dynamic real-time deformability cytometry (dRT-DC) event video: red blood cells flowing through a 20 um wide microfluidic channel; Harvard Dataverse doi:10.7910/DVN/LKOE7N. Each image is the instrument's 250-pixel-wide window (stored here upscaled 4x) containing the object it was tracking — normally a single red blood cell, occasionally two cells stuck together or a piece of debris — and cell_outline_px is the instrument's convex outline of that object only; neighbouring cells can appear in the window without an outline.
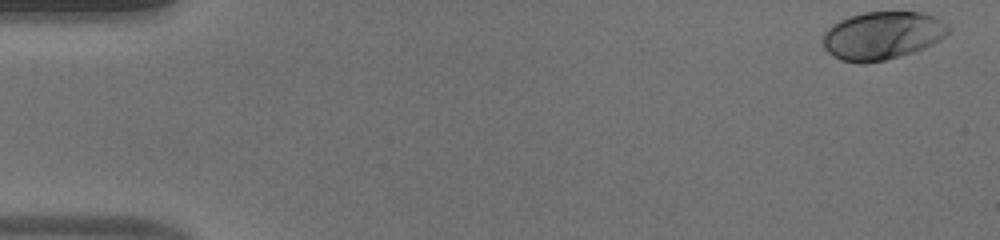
{"species": "human", "species_latin": "Homo sapiens", "temperature_condition": "warm", "stored_images_in_passage": 53, "camera_frame_rate_fps": 3000, "um_per_image_px": 0.085, "donor": {"sex": "male"}, "frame": {"image": 1, "passage_image": 1, "time_ms": 0.0, "image_size_px": [1000, 240], "cell_outline_px": [[952, 28], [940, 40], [932, 44], [912, 52], [884, 60], [864, 64], [860, 64], [840, 60], [832, 56], [824, 48], [824, 32], [832, 24], [848, 16], [864, 12], [924, 12], [936, 16], [948, 24]], "centroid_in_image_um": [75.0, 3.01], "position_along_channel_um": 10.0, "area_um2": 35.32}}
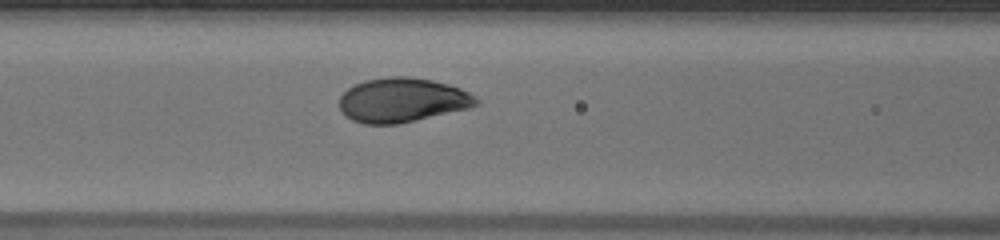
{"frame": {"image": 2, "passage_image": 22, "time_ms": 7.0, "image_size_px": [1000, 240], "cell_outline_px": [[480, 104], [468, 108], [416, 120], [396, 124], [364, 124], [352, 120], [344, 116], [340, 108], [340, 96], [348, 88], [364, 80], [388, 76], [408, 76], [432, 80], [448, 84], [460, 88], [476, 96], [480, 100]], "centroid_in_image_um": [34.19, 8.5], "position_along_channel_um": 132.4, "area_um2": 35.49}}
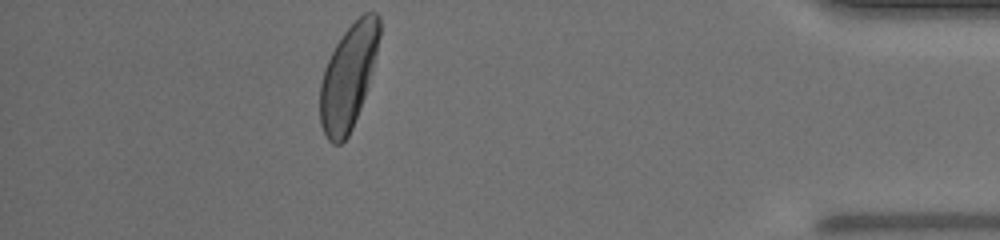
{"frame": {"image": 3, "passage_image": 47, "time_ms": 15.333, "image_size_px": [1000, 240], "cell_outline_px": [[380, 36], [376, 52], [364, 96], [360, 108], [352, 128], [348, 136], [340, 144], [332, 144], [328, 140], [320, 124], [320, 84], [324, 68], [336, 44], [344, 32], [364, 12], [376, 12], [380, 16]], "centroid_in_image_um": [29.59, 6.53], "position_along_channel_um": 405.6, "area_um2": 35.55}, "authors_computed_cell_mechanics": {"area_um2": 35.3736, "velocity_mm_per_s": 3.8426, "shape_relaxation_time_tau1_ms": 3.2553, "shape_relaxation_time_tau2_ms": null, "deformation_change_tau1": 0.1866, "deformation_change_tau2": null}}